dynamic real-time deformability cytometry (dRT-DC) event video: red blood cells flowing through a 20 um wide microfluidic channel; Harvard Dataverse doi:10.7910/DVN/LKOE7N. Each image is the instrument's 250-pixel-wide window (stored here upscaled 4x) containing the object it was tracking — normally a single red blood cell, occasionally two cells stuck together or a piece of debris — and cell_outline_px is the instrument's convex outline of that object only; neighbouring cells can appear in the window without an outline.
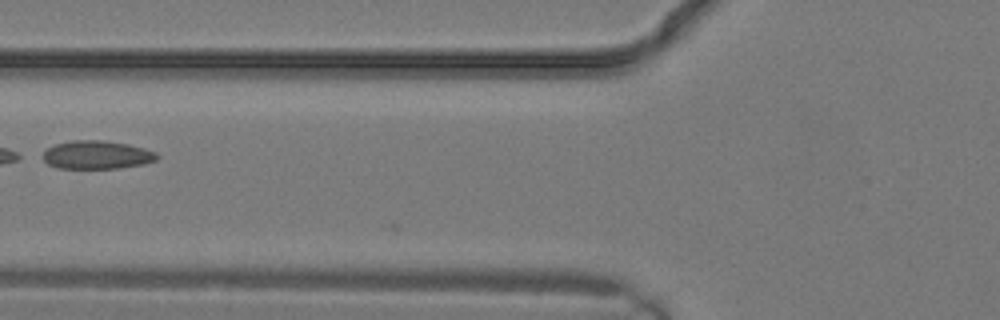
{"species": "common noctule bat (a hibernating species)", "species_latin": "Nyctalus noctula", "temperature_condition": "warm", "stored_images_in_passage": 12, "segment_of_instrument_passage": [2, 2], "camera_frame_rate_fps": 3000, "um_per_image_px": 0.085, "animal": {"sex": "male", "body_mass_g": 19.2, "forearm_length_mm": 51.8}, "frame": {"image": 1, "passage_image": 11, "time_ms": 3.333, "image_size_px": [1000, 320], "cell_outline_px": [[160, 156], [156, 160], [144, 164], [120, 168], [56, 168], [48, 164], [44, 160], [44, 152], [48, 148], [56, 144], [72, 140], [104, 140], [128, 144], [144, 148], [156, 152]], "centroid_in_image_um": [8.27, 13.16], "position_along_channel_um": 117.5, "area_um2": 18.84}}